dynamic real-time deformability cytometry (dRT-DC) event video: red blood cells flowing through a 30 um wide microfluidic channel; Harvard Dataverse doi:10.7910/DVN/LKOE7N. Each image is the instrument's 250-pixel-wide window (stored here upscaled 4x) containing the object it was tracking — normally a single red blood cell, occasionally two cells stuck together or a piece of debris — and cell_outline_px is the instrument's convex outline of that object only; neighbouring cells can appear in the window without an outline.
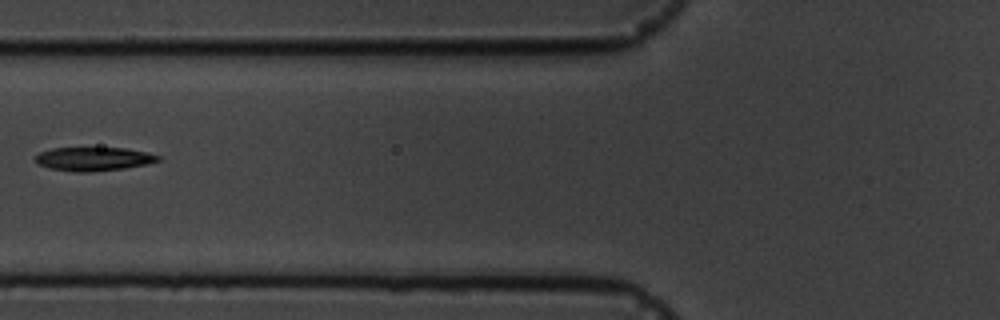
{"species": "common noctule bat (a hibernating species)", "species_latin": "Nyctalus noctula", "temperature_condition": "cold", "stored_images_in_passage": 7, "camera_frame_rate_fps": 3000, "um_per_image_px": 0.085, "animal": {"sex": "male", "body_mass_g": 19.5, "forearm_length_mm": 54.6}, "frame": {"image": 1, "passage_image": 7, "time_ms": 6.667, "image_size_px": [1000, 320], "cell_outline_px": [[160, 160], [148, 164], [124, 168], [92, 172], [76, 172], [52, 168], [36, 164], [32, 160], [40, 152], [52, 148], [124, 148], [148, 152], [160, 156]], "centroid_in_image_um": [7.94, 13.51], "position_along_channel_um": 117.9, "area_um2": 16.99}}